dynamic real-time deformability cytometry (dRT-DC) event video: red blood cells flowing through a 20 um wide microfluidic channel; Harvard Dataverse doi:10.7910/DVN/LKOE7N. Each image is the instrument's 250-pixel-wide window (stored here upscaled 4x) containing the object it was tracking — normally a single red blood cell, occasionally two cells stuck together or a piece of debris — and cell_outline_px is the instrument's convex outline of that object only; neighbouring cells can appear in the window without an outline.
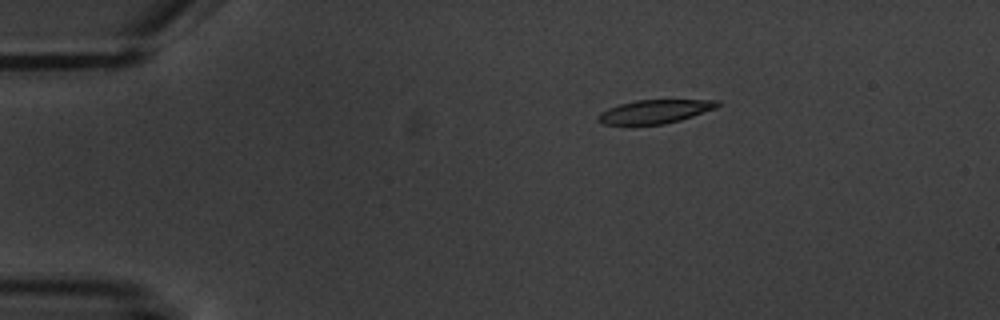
{"species": "common noctule bat (a hibernating species)", "species_latin": "Nyctalus noctula", "temperature_condition": "warm", "stored_images_in_passage": 3, "camera_frame_rate_fps": 3000, "um_per_image_px": 0.085, "animal": {"sex": "male", "body_mass_g": 20.1, "forearm_length_mm": 53.5}, "frame": {"image": 1, "passage_image": 1, "time_ms": 0.0, "image_size_px": [1000, 320], "cell_outline_px": [[720, 104], [716, 108], [680, 120], [664, 124], [604, 124], [596, 120], [596, 116], [600, 112], [608, 108], [620, 104], [636, 100], [720, 100]], "centroid_in_image_um": [55.64, 9.47], "position_along_channel_um": 29.4, "area_um2": 16.3}}